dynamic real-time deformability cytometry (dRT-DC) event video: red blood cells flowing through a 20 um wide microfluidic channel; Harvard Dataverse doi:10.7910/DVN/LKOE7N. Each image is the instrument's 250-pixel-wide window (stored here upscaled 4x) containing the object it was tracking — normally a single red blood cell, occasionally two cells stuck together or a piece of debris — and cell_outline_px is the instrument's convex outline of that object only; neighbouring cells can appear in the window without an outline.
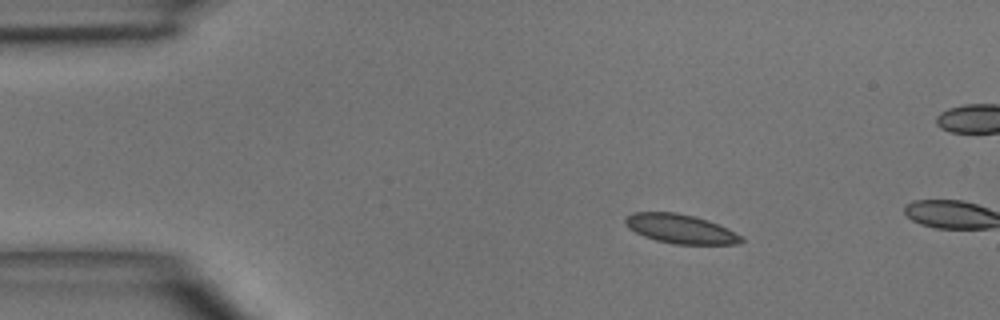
{"species": "common noctule bat (a hibernating species)", "species_latin": "Nyctalus noctula", "temperature_condition": "room temperature", "stored_images_in_passage": 2, "camera_frame_rate_fps": 3000, "um_per_image_px": 0.085, "animal": {"sex": "male", "body_mass_g": 15.6}, "frame": {"image": 1, "passage_image": 1, "time_ms": 0.0, "image_size_px": [1000, 320], "cell_outline_px": [[744, 240], [736, 244], [672, 244], [656, 240], [644, 236], [628, 228], [624, 220], [624, 216], [632, 212], [676, 212], [708, 220], [740, 236]], "centroid_in_image_um": [57.75, 19.44], "position_along_channel_um": 27.2, "area_um2": 19.42}}